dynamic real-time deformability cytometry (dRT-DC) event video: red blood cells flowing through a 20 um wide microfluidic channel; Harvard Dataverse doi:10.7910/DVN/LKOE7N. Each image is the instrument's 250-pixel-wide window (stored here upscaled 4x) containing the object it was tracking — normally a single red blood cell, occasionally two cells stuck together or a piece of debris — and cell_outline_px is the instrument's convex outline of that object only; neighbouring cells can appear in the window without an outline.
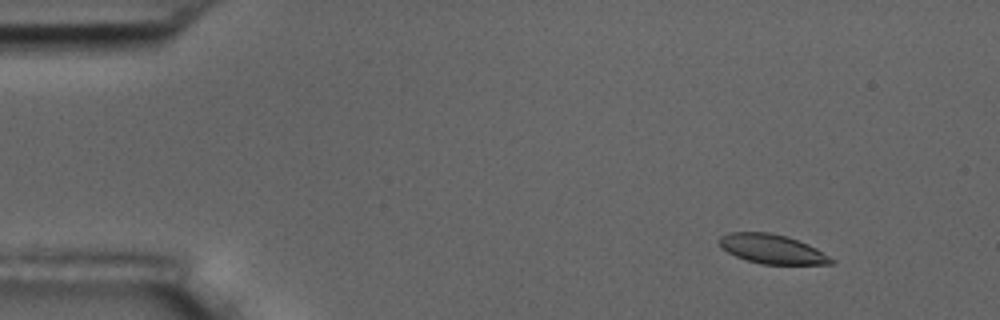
{"species": "common noctule bat (a hibernating species)", "species_latin": "Nyctalus noctula", "temperature_condition": "room temperature", "stored_images_in_passage": 4, "camera_frame_rate_fps": 3000, "um_per_image_px": 0.085, "animal": {"sex": "male", "body_mass_g": 17.5, "forearm_length_mm": 52.3}, "frame": {"image": 1, "passage_image": 1, "time_ms": 0.0, "image_size_px": [1000, 320], "cell_outline_px": [[836, 260], [832, 264], [760, 264], [736, 256], [720, 248], [716, 240], [720, 236], [728, 232], [768, 232], [788, 236], [808, 244], [816, 248]], "centroid_in_image_um": [65.59, 21.15], "position_along_channel_um": 19.4, "area_um2": 19.31}}
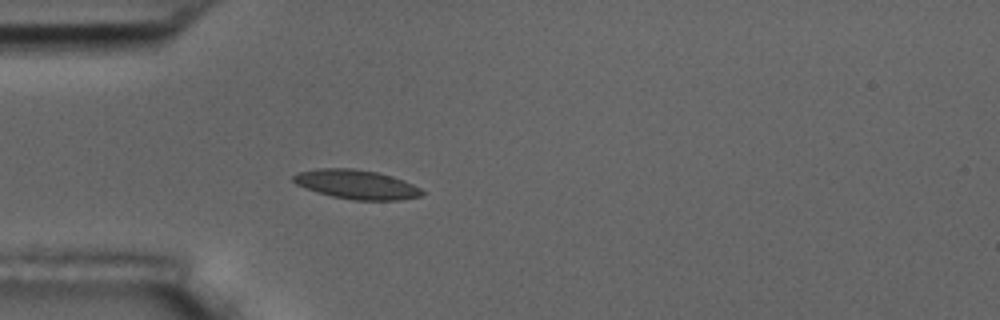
{"frame": {"image": 2, "passage_image": 4, "time_ms": 3.333, "image_size_px": [1000, 320], "cell_outline_px": [[424, 192], [420, 196], [400, 200], [352, 200], [332, 196], [316, 192], [296, 184], [292, 180], [292, 176], [300, 172], [316, 168], [352, 168], [376, 172], [392, 176], [404, 180], [420, 188]], "centroid_in_image_um": [30.29, 15.67], "position_along_channel_um": 54.7, "area_um2": 21.85}}